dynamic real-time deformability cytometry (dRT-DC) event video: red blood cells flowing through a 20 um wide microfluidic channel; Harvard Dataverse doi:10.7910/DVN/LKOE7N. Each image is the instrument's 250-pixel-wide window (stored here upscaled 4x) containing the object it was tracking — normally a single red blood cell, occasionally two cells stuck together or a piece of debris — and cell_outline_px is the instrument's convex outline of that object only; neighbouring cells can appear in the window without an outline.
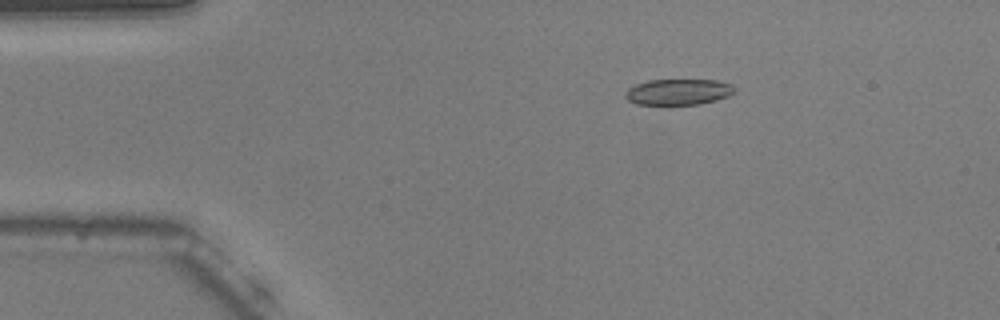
{"species": "common noctule bat (a hibernating species)", "species_latin": "Nyctalus noctula", "temperature_condition": "warm", "stored_images_in_passage": 15, "camera_frame_rate_fps": 3000, "um_per_image_px": 0.085, "animal": {"sex": "male", "body_mass_g": 20.5, "forearm_length_mm": 52.5}, "frame": {"image": 1, "passage_image": 10, "time_ms": 3.0, "image_size_px": [1000, 320], "cell_outline_px": [[736, 92], [728, 96], [716, 100], [696, 104], [636, 104], [628, 100], [624, 96], [624, 92], [628, 88], [636, 84], [648, 80], [716, 80], [732, 84], [736, 88]], "centroid_in_image_um": [57.66, 7.8], "position_along_channel_um": 27.3, "area_um2": 16.53}}